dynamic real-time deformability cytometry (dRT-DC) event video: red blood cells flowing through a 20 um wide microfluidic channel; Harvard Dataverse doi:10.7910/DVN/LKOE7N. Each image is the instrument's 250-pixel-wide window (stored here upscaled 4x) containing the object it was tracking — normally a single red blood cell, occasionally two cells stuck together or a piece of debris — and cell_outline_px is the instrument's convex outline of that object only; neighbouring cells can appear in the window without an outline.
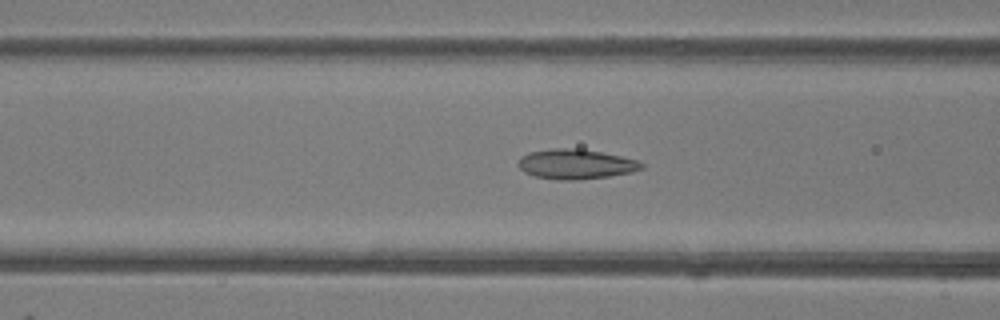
{"species": "common noctule bat (a hibernating species)", "species_latin": "Nyctalus noctula", "temperature_condition": "room temperature", "stored_images_in_passage": 50, "camera_frame_rate_fps": 3000, "um_per_image_px": 0.085, "animal": {"sex": "female"}, "frame": {"image": 1, "passage_image": 20, "time_ms": 6.333, "image_size_px": [1000, 320], "cell_outline_px": [[644, 168], [632, 172], [608, 176], [576, 180], [560, 180], [536, 176], [524, 172], [516, 164], [520, 156], [528, 152], [552, 148], [580, 148], [640, 160], [644, 164]], "centroid_in_image_um": [48.93, 13.94], "position_along_channel_um": 117.7, "area_um2": 21.62}}
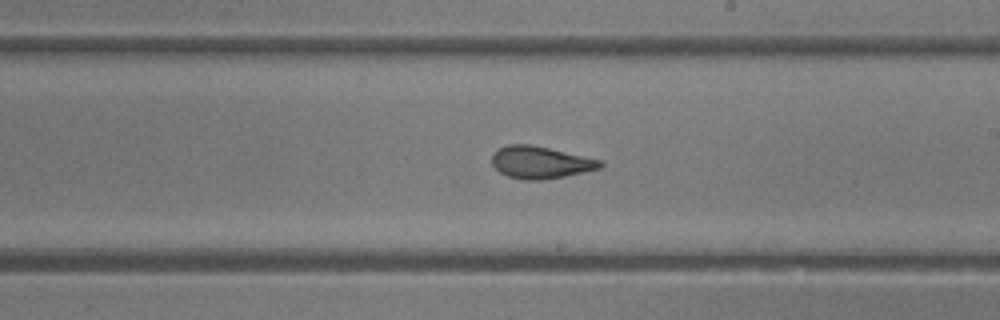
{"frame": {"image": 2, "passage_image": 29, "time_ms": 9.333, "image_size_px": [1000, 320], "cell_outline_px": [[604, 164], [600, 168], [564, 176], [544, 180], [524, 180], [508, 176], [500, 172], [492, 164], [492, 152], [508, 144], [528, 144], [548, 148], [600, 160]], "centroid_in_image_um": [45.89, 13.81], "position_along_channel_um": 243.1, "area_um2": 20.06}}
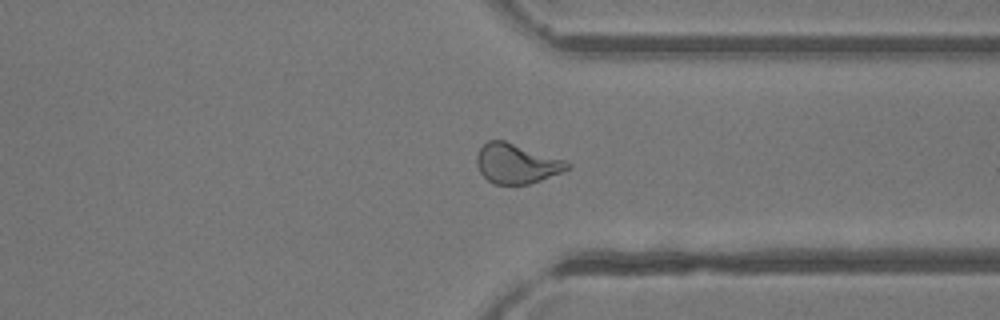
{"frame": {"image": 3, "passage_image": 38, "time_ms": 12.333, "image_size_px": [1000, 320], "cell_outline_px": [[572, 168], [564, 172], [528, 184], [492, 184], [480, 172], [476, 164], [476, 156], [480, 148], [488, 140], [504, 140], [568, 160], [572, 164]], "centroid_in_image_um": [43.96, 13.9], "position_along_channel_um": 367.4, "area_um2": 21.33}, "authors_computed_cell_mechanics": {"area_um2": 21.6172, "velocity_mm_per_s": 4.1811, "shape_relaxation_time_tau1_ms": 9.6838, "shape_relaxation_time_tau2_ms": 1.5761, "deformation_change_tau1": 0.2351, "deformation_change_tau2": 0.0925}}